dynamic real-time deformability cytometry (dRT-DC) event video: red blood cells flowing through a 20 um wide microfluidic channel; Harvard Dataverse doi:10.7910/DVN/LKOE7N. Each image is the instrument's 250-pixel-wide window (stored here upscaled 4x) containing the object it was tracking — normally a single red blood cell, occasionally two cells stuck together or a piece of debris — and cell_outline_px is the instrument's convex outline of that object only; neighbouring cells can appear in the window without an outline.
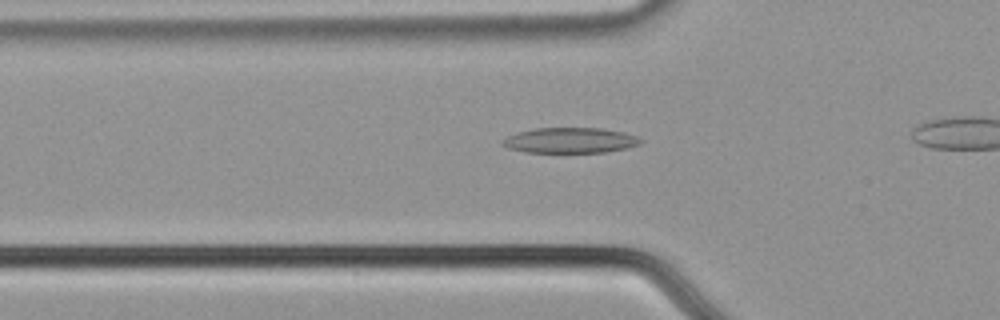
{"species": "common noctule bat (a hibernating species)", "species_latin": "Nyctalus noctula", "temperature_condition": "cold", "stored_images_in_passage": 31, "segment_of_instrument_passage": [1, 2], "camera_frame_rate_fps": 3000, "um_per_image_px": 0.085, "animal": {"sex": "male", "body_mass_g": 21.5, "forearm_length_mm": 52.0}, "frame": {"image": 1, "passage_image": 5, "time_ms": 1.333, "image_size_px": [1000, 320], "cell_outline_px": [[644, 140], [640, 144], [628, 148], [604, 152], [524, 152], [508, 148], [500, 144], [500, 140], [516, 132], [536, 128], [600, 128], [624, 132], [636, 136]], "centroid_in_image_um": [48.44, 11.93], "position_along_channel_um": 77.4, "area_um2": 20.58}}
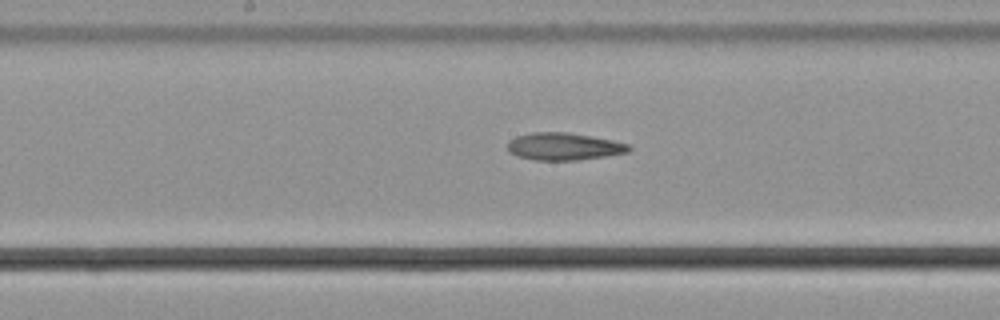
{"frame": {"image": 2, "passage_image": 15, "time_ms": 4.667, "image_size_px": [1000, 320], "cell_outline_px": [[632, 148], [628, 152], [604, 156], [576, 160], [536, 160], [516, 156], [508, 152], [508, 140], [516, 136], [532, 132], [568, 132], [612, 140], [628, 144]], "centroid_in_image_um": [47.88, 12.44], "position_along_channel_um": 200.3, "area_um2": 19.31}}
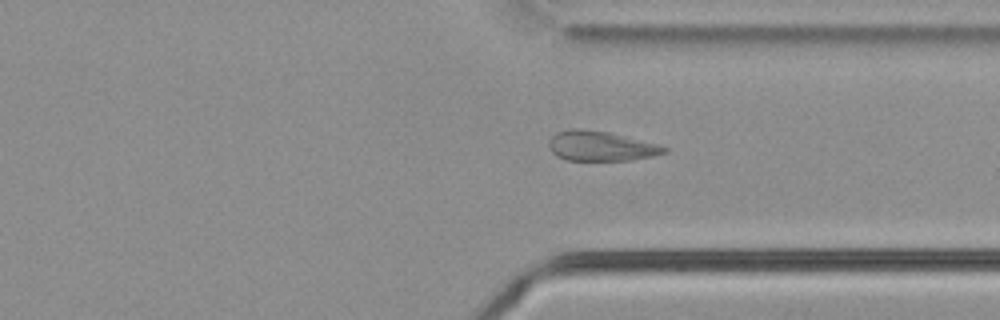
{"frame": {"image": 3, "passage_image": 28, "time_ms": 9.0, "image_size_px": [1000, 320], "cell_outline_px": [[668, 152], [652, 156], [632, 160], [564, 160], [556, 156], [552, 152], [548, 144], [552, 136], [556, 132], [572, 128], [576, 128], [608, 132], [656, 144], [668, 148]], "centroid_in_image_um": [51.03, 12.42], "position_along_channel_um": 360.4, "area_um2": 19.88}}